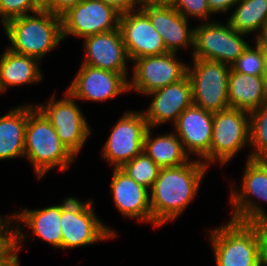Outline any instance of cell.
<instances>
[{
	"label": "cell",
	"instance_id": "obj_1",
	"mask_svg": "<svg viewBox=\"0 0 267 266\" xmlns=\"http://www.w3.org/2000/svg\"><path fill=\"white\" fill-rule=\"evenodd\" d=\"M208 168L198 159L176 167L160 168L149 192L153 227L162 226L181 216L196 198Z\"/></svg>",
	"mask_w": 267,
	"mask_h": 266
},
{
	"label": "cell",
	"instance_id": "obj_2",
	"mask_svg": "<svg viewBox=\"0 0 267 266\" xmlns=\"http://www.w3.org/2000/svg\"><path fill=\"white\" fill-rule=\"evenodd\" d=\"M24 157L32 164L39 180L56 167L64 172L75 161V156L60 141L50 121L36 106L30 104Z\"/></svg>",
	"mask_w": 267,
	"mask_h": 266
},
{
	"label": "cell",
	"instance_id": "obj_3",
	"mask_svg": "<svg viewBox=\"0 0 267 266\" xmlns=\"http://www.w3.org/2000/svg\"><path fill=\"white\" fill-rule=\"evenodd\" d=\"M31 14L10 19L3 28L11 44L8 49L41 61L63 41L61 16L44 10Z\"/></svg>",
	"mask_w": 267,
	"mask_h": 266
},
{
	"label": "cell",
	"instance_id": "obj_4",
	"mask_svg": "<svg viewBox=\"0 0 267 266\" xmlns=\"http://www.w3.org/2000/svg\"><path fill=\"white\" fill-rule=\"evenodd\" d=\"M93 206V200L82 202L75 197L63 199L60 217L61 249L89 246L117 236L111 227L105 226L97 217Z\"/></svg>",
	"mask_w": 267,
	"mask_h": 266
},
{
	"label": "cell",
	"instance_id": "obj_5",
	"mask_svg": "<svg viewBox=\"0 0 267 266\" xmlns=\"http://www.w3.org/2000/svg\"><path fill=\"white\" fill-rule=\"evenodd\" d=\"M210 231L216 266H254L259 261L255 222L230 219Z\"/></svg>",
	"mask_w": 267,
	"mask_h": 266
},
{
	"label": "cell",
	"instance_id": "obj_6",
	"mask_svg": "<svg viewBox=\"0 0 267 266\" xmlns=\"http://www.w3.org/2000/svg\"><path fill=\"white\" fill-rule=\"evenodd\" d=\"M187 66L192 83L193 105L216 113L229 108L228 77L231 66L218 61L192 58Z\"/></svg>",
	"mask_w": 267,
	"mask_h": 266
},
{
	"label": "cell",
	"instance_id": "obj_7",
	"mask_svg": "<svg viewBox=\"0 0 267 266\" xmlns=\"http://www.w3.org/2000/svg\"><path fill=\"white\" fill-rule=\"evenodd\" d=\"M245 34L236 32L226 22L205 21L194 28L192 58L218 61L232 65L248 47L242 38Z\"/></svg>",
	"mask_w": 267,
	"mask_h": 266
},
{
	"label": "cell",
	"instance_id": "obj_8",
	"mask_svg": "<svg viewBox=\"0 0 267 266\" xmlns=\"http://www.w3.org/2000/svg\"><path fill=\"white\" fill-rule=\"evenodd\" d=\"M243 172L241 190L231 186L229 202L233 216L230 219L245 223L267 220V212L259 203V200L267 203V161L247 158ZM256 198L258 203L254 201Z\"/></svg>",
	"mask_w": 267,
	"mask_h": 266
},
{
	"label": "cell",
	"instance_id": "obj_9",
	"mask_svg": "<svg viewBox=\"0 0 267 266\" xmlns=\"http://www.w3.org/2000/svg\"><path fill=\"white\" fill-rule=\"evenodd\" d=\"M246 145H250L248 111L229 107L213 113L210 163L223 166Z\"/></svg>",
	"mask_w": 267,
	"mask_h": 266
},
{
	"label": "cell",
	"instance_id": "obj_10",
	"mask_svg": "<svg viewBox=\"0 0 267 266\" xmlns=\"http://www.w3.org/2000/svg\"><path fill=\"white\" fill-rule=\"evenodd\" d=\"M65 96L64 99L55 100L53 95L46 105L41 103L35 106L50 121L60 141L77 157L92 133L76 99L67 91Z\"/></svg>",
	"mask_w": 267,
	"mask_h": 266
},
{
	"label": "cell",
	"instance_id": "obj_11",
	"mask_svg": "<svg viewBox=\"0 0 267 266\" xmlns=\"http://www.w3.org/2000/svg\"><path fill=\"white\" fill-rule=\"evenodd\" d=\"M149 126L142 112L127 111L113 126L102 149V158L113 168H120L143 152Z\"/></svg>",
	"mask_w": 267,
	"mask_h": 266
},
{
	"label": "cell",
	"instance_id": "obj_12",
	"mask_svg": "<svg viewBox=\"0 0 267 266\" xmlns=\"http://www.w3.org/2000/svg\"><path fill=\"white\" fill-rule=\"evenodd\" d=\"M120 13L101 0H82L61 15L62 37L79 38L119 28Z\"/></svg>",
	"mask_w": 267,
	"mask_h": 266
},
{
	"label": "cell",
	"instance_id": "obj_13",
	"mask_svg": "<svg viewBox=\"0 0 267 266\" xmlns=\"http://www.w3.org/2000/svg\"><path fill=\"white\" fill-rule=\"evenodd\" d=\"M176 53L145 56L132 61L133 77L128 89L147 95L169 84L176 83L187 75L185 62L178 61Z\"/></svg>",
	"mask_w": 267,
	"mask_h": 266
},
{
	"label": "cell",
	"instance_id": "obj_14",
	"mask_svg": "<svg viewBox=\"0 0 267 266\" xmlns=\"http://www.w3.org/2000/svg\"><path fill=\"white\" fill-rule=\"evenodd\" d=\"M127 75L81 64L67 92L76 100H110L129 91Z\"/></svg>",
	"mask_w": 267,
	"mask_h": 266
},
{
	"label": "cell",
	"instance_id": "obj_15",
	"mask_svg": "<svg viewBox=\"0 0 267 266\" xmlns=\"http://www.w3.org/2000/svg\"><path fill=\"white\" fill-rule=\"evenodd\" d=\"M119 29L130 62L145 56L168 53L162 37L140 8L121 14Z\"/></svg>",
	"mask_w": 267,
	"mask_h": 266
},
{
	"label": "cell",
	"instance_id": "obj_16",
	"mask_svg": "<svg viewBox=\"0 0 267 266\" xmlns=\"http://www.w3.org/2000/svg\"><path fill=\"white\" fill-rule=\"evenodd\" d=\"M139 8L149 17L169 53L177 54L181 48L193 49L194 27L189 29L188 19L169 2L144 1Z\"/></svg>",
	"mask_w": 267,
	"mask_h": 266
},
{
	"label": "cell",
	"instance_id": "obj_17",
	"mask_svg": "<svg viewBox=\"0 0 267 266\" xmlns=\"http://www.w3.org/2000/svg\"><path fill=\"white\" fill-rule=\"evenodd\" d=\"M174 128L186 153L198 156L210 167L213 113L192 105L179 115Z\"/></svg>",
	"mask_w": 267,
	"mask_h": 266
},
{
	"label": "cell",
	"instance_id": "obj_18",
	"mask_svg": "<svg viewBox=\"0 0 267 266\" xmlns=\"http://www.w3.org/2000/svg\"><path fill=\"white\" fill-rule=\"evenodd\" d=\"M148 95L153 97L152 102L141 112L152 129L170 120L175 124L179 115L193 105L192 83L188 75Z\"/></svg>",
	"mask_w": 267,
	"mask_h": 266
},
{
	"label": "cell",
	"instance_id": "obj_19",
	"mask_svg": "<svg viewBox=\"0 0 267 266\" xmlns=\"http://www.w3.org/2000/svg\"><path fill=\"white\" fill-rule=\"evenodd\" d=\"M19 212L18 214L9 215L13 224L14 248L21 251V247L24 245H21L20 241L25 240L27 235L21 232V226H28L27 228H30L34 236L61 249L62 231L60 217L62 202L59 205L48 206L44 209H24L22 212ZM15 222L19 223L16 224Z\"/></svg>",
	"mask_w": 267,
	"mask_h": 266
},
{
	"label": "cell",
	"instance_id": "obj_20",
	"mask_svg": "<svg viewBox=\"0 0 267 266\" xmlns=\"http://www.w3.org/2000/svg\"><path fill=\"white\" fill-rule=\"evenodd\" d=\"M83 40L85 57L82 64L115 73H128L126 62H129V57L119 28Z\"/></svg>",
	"mask_w": 267,
	"mask_h": 266
},
{
	"label": "cell",
	"instance_id": "obj_21",
	"mask_svg": "<svg viewBox=\"0 0 267 266\" xmlns=\"http://www.w3.org/2000/svg\"><path fill=\"white\" fill-rule=\"evenodd\" d=\"M110 187L114 204L123 217L152 223L149 189L135 182L120 168H113Z\"/></svg>",
	"mask_w": 267,
	"mask_h": 266
},
{
	"label": "cell",
	"instance_id": "obj_22",
	"mask_svg": "<svg viewBox=\"0 0 267 266\" xmlns=\"http://www.w3.org/2000/svg\"><path fill=\"white\" fill-rule=\"evenodd\" d=\"M228 101L230 108L248 112L267 103V87L262 76L238 73L231 68L228 77Z\"/></svg>",
	"mask_w": 267,
	"mask_h": 266
},
{
	"label": "cell",
	"instance_id": "obj_23",
	"mask_svg": "<svg viewBox=\"0 0 267 266\" xmlns=\"http://www.w3.org/2000/svg\"><path fill=\"white\" fill-rule=\"evenodd\" d=\"M40 61L6 49L0 57V93L8 87L38 83L42 80Z\"/></svg>",
	"mask_w": 267,
	"mask_h": 266
},
{
	"label": "cell",
	"instance_id": "obj_24",
	"mask_svg": "<svg viewBox=\"0 0 267 266\" xmlns=\"http://www.w3.org/2000/svg\"><path fill=\"white\" fill-rule=\"evenodd\" d=\"M28 104L0 116V160L24 157Z\"/></svg>",
	"mask_w": 267,
	"mask_h": 266
},
{
	"label": "cell",
	"instance_id": "obj_25",
	"mask_svg": "<svg viewBox=\"0 0 267 266\" xmlns=\"http://www.w3.org/2000/svg\"><path fill=\"white\" fill-rule=\"evenodd\" d=\"M151 129L149 127L146 132L143 152L160 168L176 167L190 161V156L174 131L152 138Z\"/></svg>",
	"mask_w": 267,
	"mask_h": 266
},
{
	"label": "cell",
	"instance_id": "obj_26",
	"mask_svg": "<svg viewBox=\"0 0 267 266\" xmlns=\"http://www.w3.org/2000/svg\"><path fill=\"white\" fill-rule=\"evenodd\" d=\"M238 4V5H237ZM227 19L228 24L242 34H259L267 22V0H240Z\"/></svg>",
	"mask_w": 267,
	"mask_h": 266
},
{
	"label": "cell",
	"instance_id": "obj_27",
	"mask_svg": "<svg viewBox=\"0 0 267 266\" xmlns=\"http://www.w3.org/2000/svg\"><path fill=\"white\" fill-rule=\"evenodd\" d=\"M251 152L248 159L267 161V103L249 112Z\"/></svg>",
	"mask_w": 267,
	"mask_h": 266
},
{
	"label": "cell",
	"instance_id": "obj_28",
	"mask_svg": "<svg viewBox=\"0 0 267 266\" xmlns=\"http://www.w3.org/2000/svg\"><path fill=\"white\" fill-rule=\"evenodd\" d=\"M120 169L138 184L151 189L158 177L160 167L144 152L124 163Z\"/></svg>",
	"mask_w": 267,
	"mask_h": 266
},
{
	"label": "cell",
	"instance_id": "obj_29",
	"mask_svg": "<svg viewBox=\"0 0 267 266\" xmlns=\"http://www.w3.org/2000/svg\"><path fill=\"white\" fill-rule=\"evenodd\" d=\"M231 68L243 74L262 76L264 69V54L256 44L255 48L248 45L242 55L231 65Z\"/></svg>",
	"mask_w": 267,
	"mask_h": 266
},
{
	"label": "cell",
	"instance_id": "obj_30",
	"mask_svg": "<svg viewBox=\"0 0 267 266\" xmlns=\"http://www.w3.org/2000/svg\"><path fill=\"white\" fill-rule=\"evenodd\" d=\"M41 10L40 0H1L0 22L4 25L10 19Z\"/></svg>",
	"mask_w": 267,
	"mask_h": 266
},
{
	"label": "cell",
	"instance_id": "obj_31",
	"mask_svg": "<svg viewBox=\"0 0 267 266\" xmlns=\"http://www.w3.org/2000/svg\"><path fill=\"white\" fill-rule=\"evenodd\" d=\"M168 2L186 19L190 15V17L205 21L213 14L208 7L207 0H169Z\"/></svg>",
	"mask_w": 267,
	"mask_h": 266
},
{
	"label": "cell",
	"instance_id": "obj_32",
	"mask_svg": "<svg viewBox=\"0 0 267 266\" xmlns=\"http://www.w3.org/2000/svg\"><path fill=\"white\" fill-rule=\"evenodd\" d=\"M0 216V260L14 248L13 224L9 215Z\"/></svg>",
	"mask_w": 267,
	"mask_h": 266
},
{
	"label": "cell",
	"instance_id": "obj_33",
	"mask_svg": "<svg viewBox=\"0 0 267 266\" xmlns=\"http://www.w3.org/2000/svg\"><path fill=\"white\" fill-rule=\"evenodd\" d=\"M255 230L258 240L259 262L267 266V220L255 221Z\"/></svg>",
	"mask_w": 267,
	"mask_h": 266
},
{
	"label": "cell",
	"instance_id": "obj_34",
	"mask_svg": "<svg viewBox=\"0 0 267 266\" xmlns=\"http://www.w3.org/2000/svg\"><path fill=\"white\" fill-rule=\"evenodd\" d=\"M82 0H40L41 10L61 16Z\"/></svg>",
	"mask_w": 267,
	"mask_h": 266
},
{
	"label": "cell",
	"instance_id": "obj_35",
	"mask_svg": "<svg viewBox=\"0 0 267 266\" xmlns=\"http://www.w3.org/2000/svg\"><path fill=\"white\" fill-rule=\"evenodd\" d=\"M104 4L111 6L117 10L120 14L137 9L136 6L140 7L143 0H101Z\"/></svg>",
	"mask_w": 267,
	"mask_h": 266
},
{
	"label": "cell",
	"instance_id": "obj_36",
	"mask_svg": "<svg viewBox=\"0 0 267 266\" xmlns=\"http://www.w3.org/2000/svg\"><path fill=\"white\" fill-rule=\"evenodd\" d=\"M240 0H207L208 7L213 14L227 12L232 9Z\"/></svg>",
	"mask_w": 267,
	"mask_h": 266
},
{
	"label": "cell",
	"instance_id": "obj_37",
	"mask_svg": "<svg viewBox=\"0 0 267 266\" xmlns=\"http://www.w3.org/2000/svg\"><path fill=\"white\" fill-rule=\"evenodd\" d=\"M20 251L13 248L3 259L0 260V266H20L19 256Z\"/></svg>",
	"mask_w": 267,
	"mask_h": 266
},
{
	"label": "cell",
	"instance_id": "obj_38",
	"mask_svg": "<svg viewBox=\"0 0 267 266\" xmlns=\"http://www.w3.org/2000/svg\"><path fill=\"white\" fill-rule=\"evenodd\" d=\"M255 37V44H257L262 51H267V22L262 27L259 34Z\"/></svg>",
	"mask_w": 267,
	"mask_h": 266
},
{
	"label": "cell",
	"instance_id": "obj_39",
	"mask_svg": "<svg viewBox=\"0 0 267 266\" xmlns=\"http://www.w3.org/2000/svg\"><path fill=\"white\" fill-rule=\"evenodd\" d=\"M264 54V69L262 78L264 79L265 86L267 87V51H263Z\"/></svg>",
	"mask_w": 267,
	"mask_h": 266
},
{
	"label": "cell",
	"instance_id": "obj_40",
	"mask_svg": "<svg viewBox=\"0 0 267 266\" xmlns=\"http://www.w3.org/2000/svg\"><path fill=\"white\" fill-rule=\"evenodd\" d=\"M143 1H163V2H168L169 0H143Z\"/></svg>",
	"mask_w": 267,
	"mask_h": 266
},
{
	"label": "cell",
	"instance_id": "obj_41",
	"mask_svg": "<svg viewBox=\"0 0 267 266\" xmlns=\"http://www.w3.org/2000/svg\"><path fill=\"white\" fill-rule=\"evenodd\" d=\"M254 266H261L260 262L258 261Z\"/></svg>",
	"mask_w": 267,
	"mask_h": 266
}]
</instances>
